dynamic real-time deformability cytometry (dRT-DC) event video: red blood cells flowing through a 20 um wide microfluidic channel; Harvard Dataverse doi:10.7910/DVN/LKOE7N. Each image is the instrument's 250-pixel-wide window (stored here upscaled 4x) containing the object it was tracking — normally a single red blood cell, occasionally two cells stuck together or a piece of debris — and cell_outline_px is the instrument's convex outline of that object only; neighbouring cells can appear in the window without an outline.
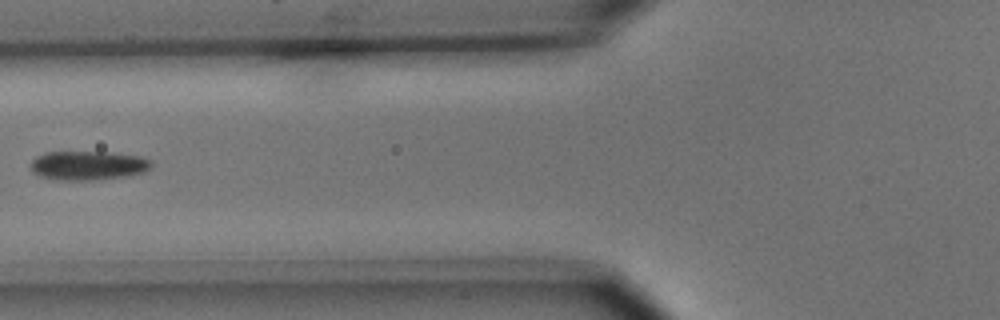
{"species": "common noctule bat (a hibernating species)", "species_latin": "Nyctalus noctula", "temperature_condition": "cold", "stored_images_in_passage": 5, "camera_frame_rate_fps": 3000, "um_per_image_px": 0.085, "animal": {"sex": "male", "body_mass_g": 15.6}, "frame": {"image": 1, "passage_image": 5, "time_ms": 4.667, "image_size_px": [1000, 320], "cell_outline_px": [[152, 164], [144, 172], [124, 176], [92, 180], [56, 180], [40, 176], [32, 172], [32, 160], [36, 156], [44, 152], [112, 152], [140, 156], [152, 160]], "centroid_in_image_um": [7.47, 14.05], "position_along_channel_um": 118.3, "area_um2": 20.46}}